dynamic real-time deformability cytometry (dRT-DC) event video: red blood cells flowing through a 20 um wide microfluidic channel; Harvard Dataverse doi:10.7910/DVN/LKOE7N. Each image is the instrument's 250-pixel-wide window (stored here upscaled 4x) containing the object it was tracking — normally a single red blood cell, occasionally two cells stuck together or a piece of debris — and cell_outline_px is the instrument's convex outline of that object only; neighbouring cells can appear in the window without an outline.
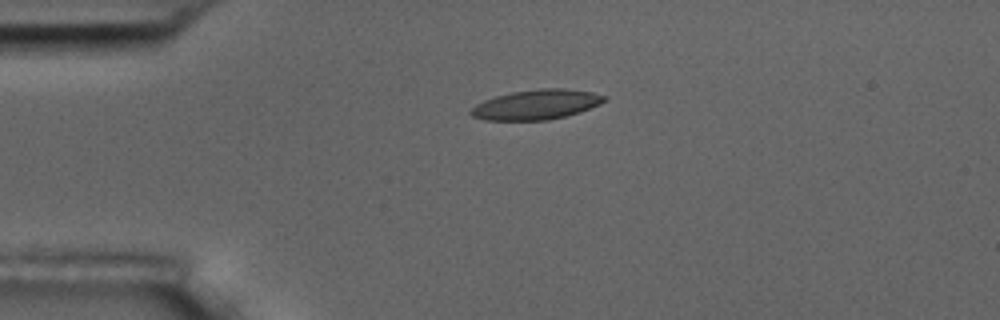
{"species": "common noctule bat (a hibernating species)", "species_latin": "Nyctalus noctula", "temperature_condition": "room temperature", "stored_images_in_passage": 2, "camera_frame_rate_fps": 3000, "um_per_image_px": 0.085, "animal": {"sex": "male", "body_mass_g": 17.5, "forearm_length_mm": 52.3}, "frame": {"image": 1, "passage_image": 1, "time_ms": 0.0, "image_size_px": [1000, 320], "cell_outline_px": [[608, 100], [600, 104], [580, 112], [548, 120], [484, 120], [472, 116], [468, 112], [476, 104], [484, 100], [496, 96], [512, 92], [540, 88], [564, 88], [592, 92], [608, 96]], "centroid_in_image_um": [45.61, 8.88], "position_along_channel_um": 39.4, "area_um2": 23.29}}